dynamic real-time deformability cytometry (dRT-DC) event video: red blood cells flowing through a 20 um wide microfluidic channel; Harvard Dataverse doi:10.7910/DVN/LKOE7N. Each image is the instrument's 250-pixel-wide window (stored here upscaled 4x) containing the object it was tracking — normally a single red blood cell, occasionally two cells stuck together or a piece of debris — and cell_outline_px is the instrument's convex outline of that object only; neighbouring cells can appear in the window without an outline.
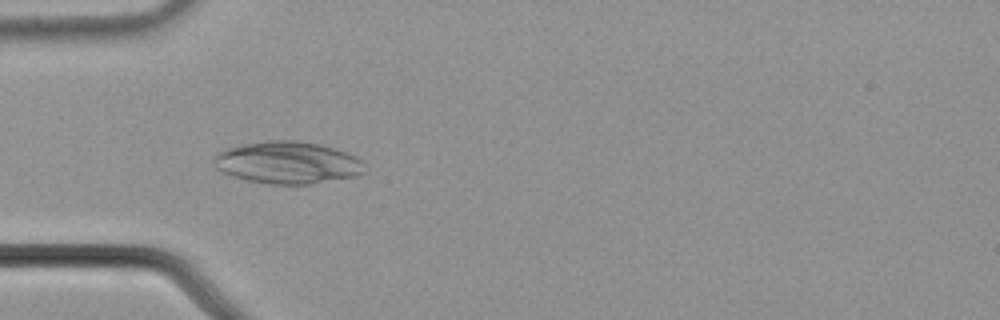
{"species": "common noctule bat (a hibernating species)", "species_latin": "Nyctalus noctula", "temperature_condition": "cold", "stored_images_in_passage": 48, "camera_frame_rate_fps": 3000, "um_per_image_px": 0.085, "animal": {"sex": "male", "body_mass_g": 21.5, "forearm_length_mm": 52.0}, "frame": {"image": 1, "passage_image": 15, "time_ms": 4.667, "image_size_px": [1000, 320], "cell_outline_px": [[368, 172], [360, 176], [312, 184], [268, 184], [248, 180], [232, 176], [216, 168], [212, 160], [212, 156], [216, 152], [228, 148], [244, 144], [268, 140], [296, 140], [320, 144], [336, 148], [348, 152], [356, 156], [360, 160]], "centroid_in_image_um": [24.49, 13.82], "position_along_channel_um": 60.5, "area_um2": 37.63}}
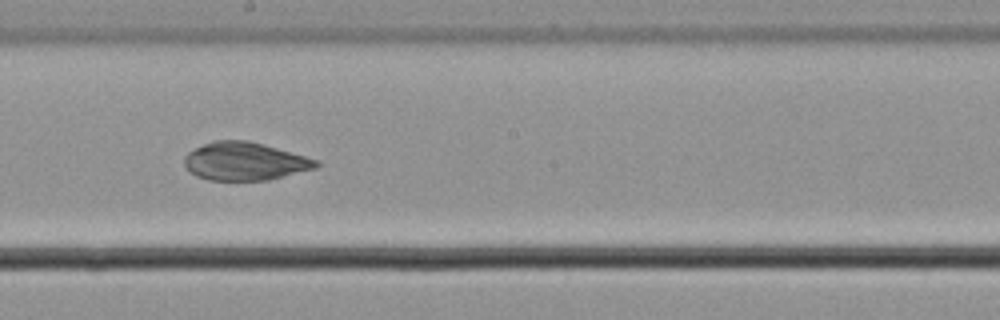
{"frame": {"image": 2, "passage_image": 29, "time_ms": 9.333, "image_size_px": [1000, 320], "cell_outline_px": [[320, 164], [316, 168], [268, 180], [208, 180], [196, 176], [184, 164], [184, 156], [188, 152], [212, 140], [248, 140], [264, 144], [320, 160]], "centroid_in_image_um": [20.83, 13.7], "position_along_channel_um": 227.4, "area_um2": 29.25}}
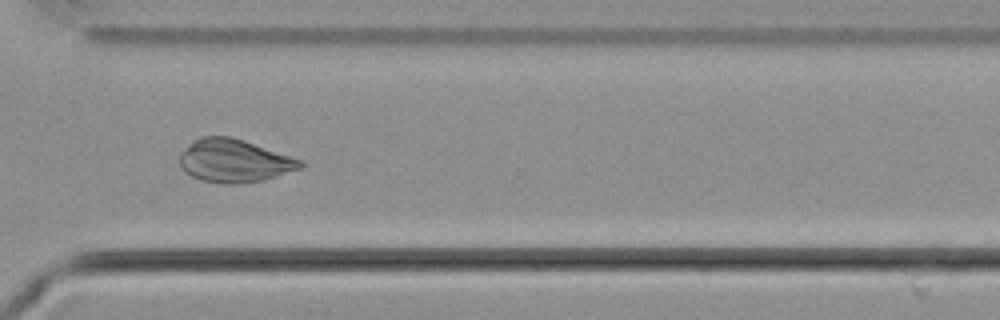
{"frame": {"image": 3, "passage_image": 39, "time_ms": 12.667, "image_size_px": [1000, 320], "cell_outline_px": [[304, 168], [276, 176], [260, 180], [236, 184], [224, 184], [204, 180], [192, 176], [184, 172], [180, 168], [180, 152], [192, 140], [200, 136], [232, 136], [244, 140], [300, 160], [304, 164]], "centroid_in_image_um": [19.86, 13.66], "position_along_channel_um": 350.7, "area_um2": 30.17}}